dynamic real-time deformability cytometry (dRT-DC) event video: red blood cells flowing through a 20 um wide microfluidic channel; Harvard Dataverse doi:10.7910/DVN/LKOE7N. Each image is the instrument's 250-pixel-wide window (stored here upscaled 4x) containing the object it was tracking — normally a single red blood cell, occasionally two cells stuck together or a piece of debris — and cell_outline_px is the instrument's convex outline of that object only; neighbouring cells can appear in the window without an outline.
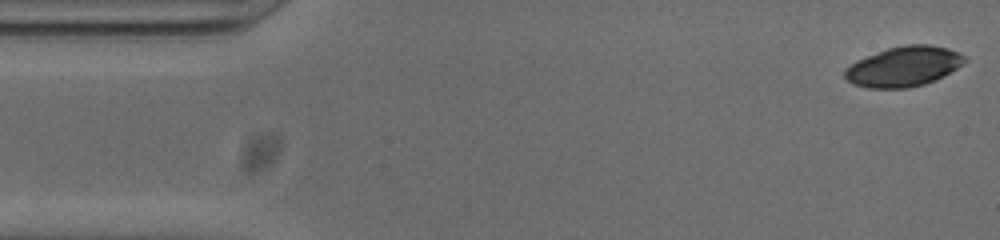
{"species": "common noctule bat (a hibernating species)", "species_latin": "Nyctalus noctula", "temperature_condition": "cold", "stored_images_in_passage": 52, "camera_frame_rate_fps": 3000, "um_per_image_px": 0.085, "animal": {"sex": "male", "body_mass_g": 20.0, "forearm_length_mm": 53.3}, "frame": {"image": 1, "passage_image": 1, "time_ms": 0.0, "image_size_px": [1000, 240], "cell_outline_px": [[968, 60], [964, 64], [944, 76], [936, 80], [924, 84], [908, 88], [868, 88], [852, 84], [844, 76], [844, 68], [856, 60], [888, 48], [904, 44], [928, 44], [948, 48], [964, 56]], "centroid_in_image_um": [76.81, 5.65], "position_along_channel_um": 8.2, "area_um2": 28.15}}